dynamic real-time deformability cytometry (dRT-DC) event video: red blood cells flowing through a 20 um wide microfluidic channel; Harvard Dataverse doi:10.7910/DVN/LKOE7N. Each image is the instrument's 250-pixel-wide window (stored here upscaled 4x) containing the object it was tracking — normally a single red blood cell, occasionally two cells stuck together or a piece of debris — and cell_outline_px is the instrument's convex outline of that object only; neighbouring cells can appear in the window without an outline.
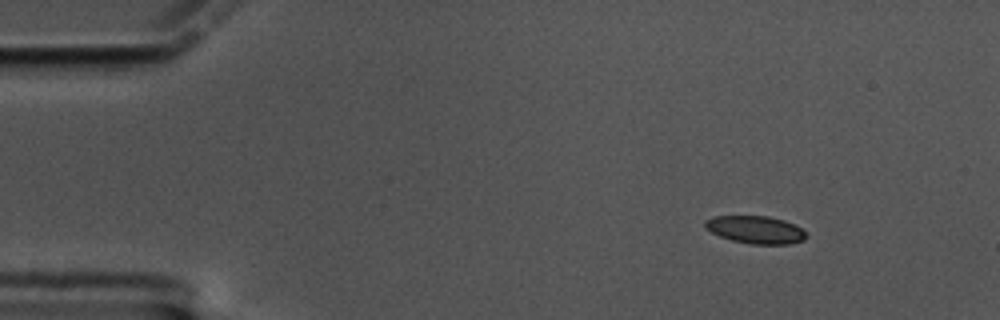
{"species": "common noctule bat (a hibernating species)", "species_latin": "Nyctalus noctula", "temperature_condition": "cold", "stored_images_in_passage": 53, "camera_frame_rate_fps": 3000, "um_per_image_px": 0.085, "animal": {"sex": "male", "body_mass_g": 17.5, "forearm_length_mm": 52.3}, "frame": {"image": 1, "passage_image": 1, "time_ms": 0.0, "image_size_px": [1000, 320], "cell_outline_px": [[808, 236], [804, 240], [788, 244], [752, 244], [732, 240], [720, 236], [704, 228], [704, 220], [712, 216], [768, 216], [784, 220], [800, 228]], "centroid_in_image_um": [64.19, 19.52], "position_along_channel_um": 20.8, "area_um2": 16.24}}
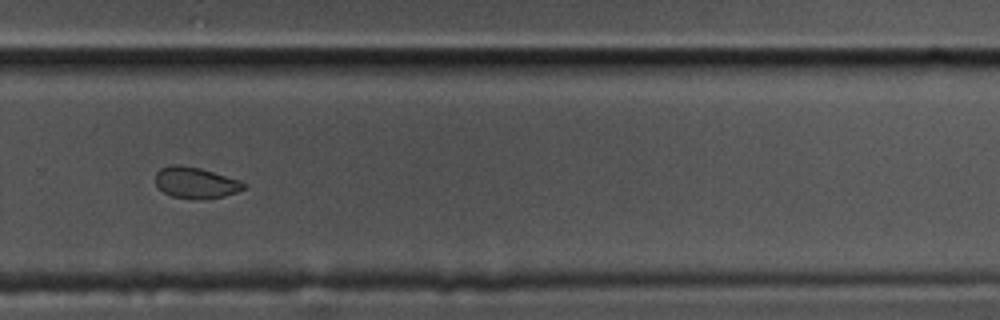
{"frame": {"image": 2, "passage_image": 34, "time_ms": 11.0, "image_size_px": [1000, 320], "cell_outline_px": [[248, 188], [224, 196], [204, 200], [192, 200], [172, 196], [164, 192], [156, 184], [156, 172], [160, 168], [172, 164], [180, 164], [200, 168], [240, 180], [248, 184]], "centroid_in_image_um": [16.67, 15.54], "position_along_channel_um": 313.1, "area_um2": 16.36}}
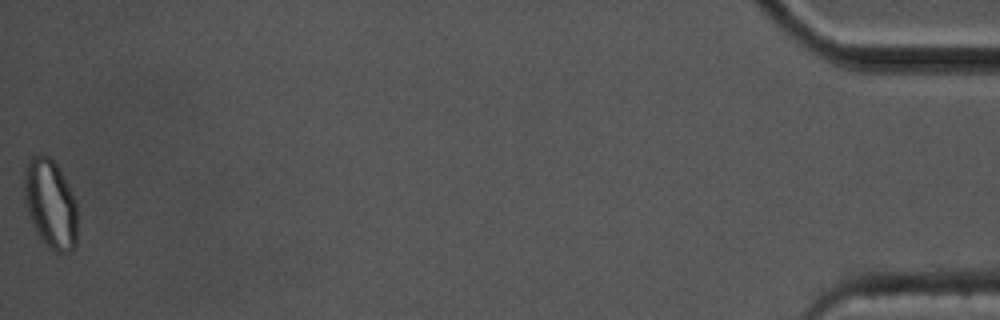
{"frame": {"image": 3, "passage_image": 53, "time_ms": 17.333, "image_size_px": [1000, 320], "cell_outline_px": [[76, 244], [72, 252], [56, 252], [44, 244], [40, 240], [36, 232], [28, 212], [24, 200], [24, 168], [28, 160], [32, 156], [48, 156], [56, 164], [68, 184], [76, 200]], "centroid_in_image_um": [4.28, 17.35], "position_along_channel_um": 430.9, "area_um2": 27.63}, "authors_computed_cell_mechanics": {"area_um2": 17.051, "velocity_mm_per_s": 3.4007, "shape_relaxation_time_tau1_ms": null, "shape_relaxation_time_tau2_ms": 3.0074, "deformation_change_tau1": null, "deformation_change_tau2": 0.0628}}